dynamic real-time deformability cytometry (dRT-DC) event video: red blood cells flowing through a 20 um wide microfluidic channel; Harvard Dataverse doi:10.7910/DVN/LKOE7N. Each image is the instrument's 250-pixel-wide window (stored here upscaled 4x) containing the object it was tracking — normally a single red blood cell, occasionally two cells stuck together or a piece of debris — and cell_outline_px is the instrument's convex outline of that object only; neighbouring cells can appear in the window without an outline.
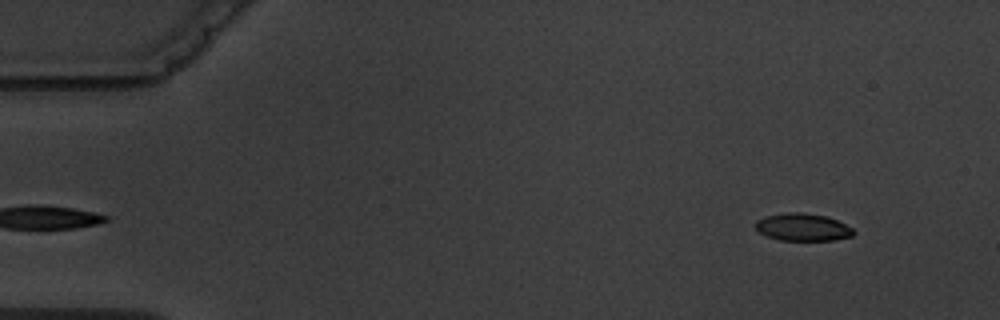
{"species": "common noctule bat (a hibernating species)", "species_latin": "Nyctalus noctula", "temperature_condition": "warm", "stored_images_in_passage": 4, "segment_of_instrument_passage": [2, 2], "camera_frame_rate_fps": 3000, "um_per_image_px": 0.085, "animal": {"sex": "male", "body_mass_g": 19.5, "forearm_length_mm": 54.6}, "frame": {"image": 1, "passage_image": 4, "time_ms": 3.333, "image_size_px": [1000, 320], "cell_outline_px": [[856, 232], [852, 236], [836, 240], [780, 240], [764, 236], [752, 224], [756, 220], [764, 216], [788, 212], [804, 212], [824, 216], [836, 220], [852, 228]], "centroid_in_image_um": [68.18, 19.31], "position_along_channel_um": 16.8, "area_um2": 15.84}}